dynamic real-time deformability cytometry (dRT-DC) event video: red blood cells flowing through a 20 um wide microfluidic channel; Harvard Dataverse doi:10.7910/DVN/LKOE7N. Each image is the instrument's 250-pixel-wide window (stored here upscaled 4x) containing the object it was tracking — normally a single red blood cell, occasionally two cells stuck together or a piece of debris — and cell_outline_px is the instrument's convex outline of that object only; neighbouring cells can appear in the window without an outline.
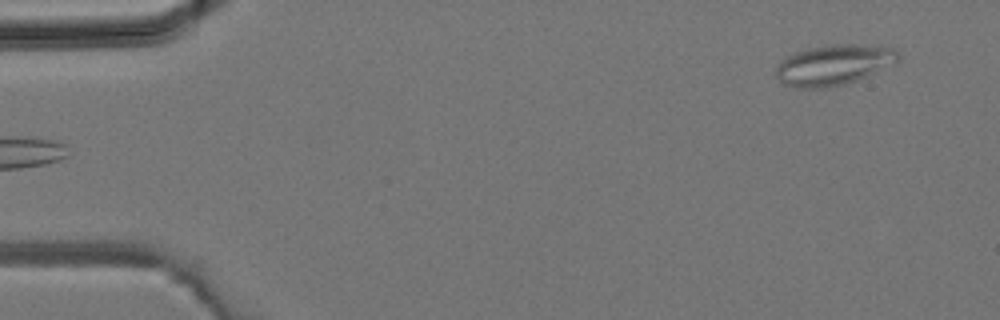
{"species": "common noctule bat (a hibernating species)", "species_latin": "Nyctalus noctula", "temperature_condition": "room temperature", "stored_images_in_passage": 3, "camera_frame_rate_fps": 3000, "um_per_image_px": 0.085, "animal": {"sex": "male", "body_mass_g": 19.2, "forearm_length_mm": 51.8}, "frame": {"image": 1, "passage_image": 3, "time_ms": 0.667, "image_size_px": [1000, 320], "cell_outline_px": [[900, 60], [856, 80], [844, 84], [828, 88], [796, 88], [784, 84], [776, 76], [776, 68], [780, 60], [796, 52], [808, 48], [832, 44], [856, 44], [892, 48], [900, 56]], "centroid_in_image_um": [70.81, 5.52], "position_along_channel_um": 14.2, "area_um2": 28.5}}